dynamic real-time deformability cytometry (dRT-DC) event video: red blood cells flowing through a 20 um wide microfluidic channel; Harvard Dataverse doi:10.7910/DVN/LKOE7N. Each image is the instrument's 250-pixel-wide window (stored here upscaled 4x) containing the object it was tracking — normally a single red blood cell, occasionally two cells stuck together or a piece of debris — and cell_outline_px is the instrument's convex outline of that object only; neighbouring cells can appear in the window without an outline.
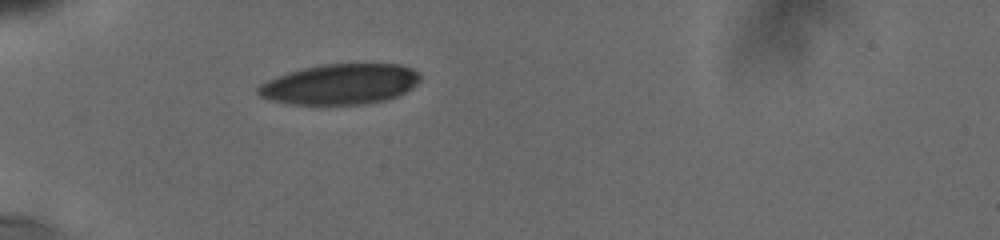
{"species": "human", "species_latin": "Homo sapiens", "temperature_condition": "cold", "stored_images_in_passage": 9, "camera_frame_rate_fps": 3000, "um_per_image_px": 0.085, "donor": {"sex": "male"}, "frame": {"image": 1, "passage_image": 1, "time_ms": 0.0, "image_size_px": [1000, 240], "cell_outline_px": [[420, 80], [416, 84], [404, 92], [388, 100], [368, 104], [292, 104], [272, 100], [260, 96], [256, 92], [256, 88], [260, 84], [268, 80], [304, 68], [324, 64], [396, 64], [412, 68], [420, 76]], "centroid_in_image_um": [28.93, 7.16], "position_along_channel_um": 56.1, "area_um2": 37.8}}
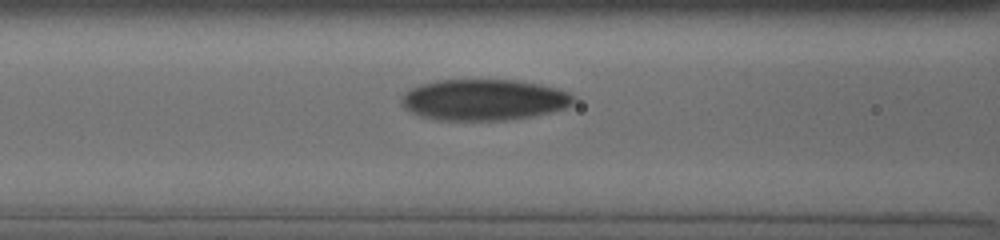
{"frame": {"image": 2, "passage_image": 6, "time_ms": 2.333, "image_size_px": [1000, 240], "cell_outline_px": [[572, 100], [564, 108], [532, 116], [504, 120], [436, 120], [420, 116], [404, 108], [400, 100], [412, 88], [420, 84], [436, 80], [512, 80], [536, 84], [556, 88], [568, 92], [572, 96]], "centroid_in_image_um": [41.06, 8.49], "position_along_channel_um": 125.5, "area_um2": 40.63}}
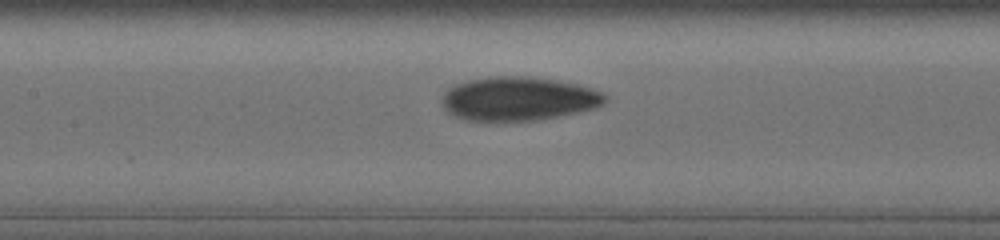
{"frame": {"image": 3, "passage_image": 8, "time_ms": 3.333, "image_size_px": [1000, 240], "cell_outline_px": [[604, 104], [592, 108], [576, 112], [540, 120], [468, 120], [456, 116], [448, 112], [444, 108], [444, 92], [448, 88], [456, 84], [468, 80], [496, 76], [528, 76], [556, 80], [576, 84], [600, 92], [604, 96]], "centroid_in_image_um": [44.04, 8.38], "position_along_channel_um": 163.4, "area_um2": 40.86}}